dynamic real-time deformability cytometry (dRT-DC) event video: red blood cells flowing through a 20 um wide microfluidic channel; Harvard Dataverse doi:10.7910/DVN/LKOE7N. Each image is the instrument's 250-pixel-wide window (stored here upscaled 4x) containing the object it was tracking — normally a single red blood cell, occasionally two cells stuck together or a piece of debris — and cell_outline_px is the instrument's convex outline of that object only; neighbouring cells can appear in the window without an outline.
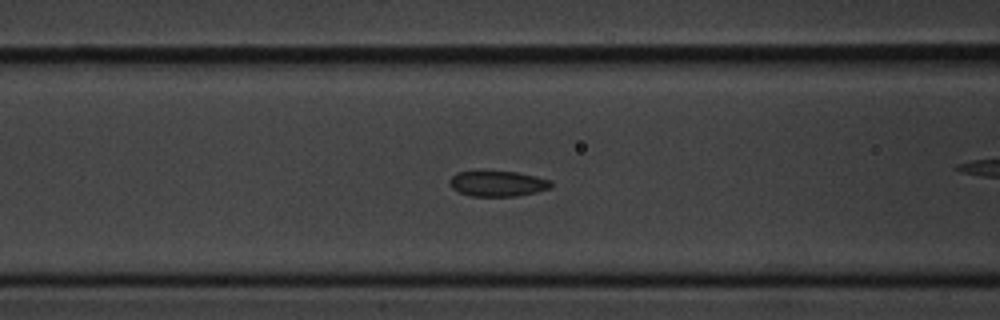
{"species": "common noctule bat (a hibernating species)", "species_latin": "Nyctalus noctula", "temperature_condition": "cold", "stored_images_in_passage": 43, "camera_frame_rate_fps": 3000, "um_per_image_px": 0.085, "animal": {"sex": "male", "body_mass_g": 20.1, "forearm_length_mm": 53.5}, "frame": {"image": 1, "passage_image": 9, "time_ms": 2.667, "image_size_px": [1000, 320], "cell_outline_px": [[552, 184], [548, 188], [536, 192], [516, 196], [472, 196], [460, 192], [452, 188], [448, 180], [456, 172], [484, 168], [516, 172], [536, 176], [552, 180]], "centroid_in_image_um": [42.25, 15.55], "position_along_channel_um": 124.4, "area_um2": 15.72}}
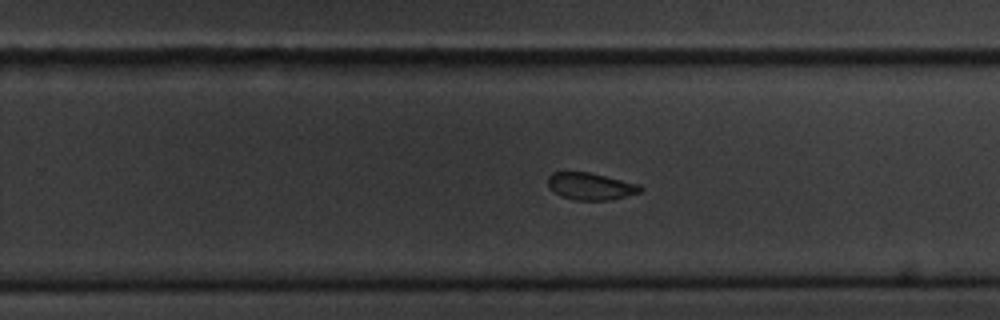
{"frame": {"image": 2, "passage_image": 22, "time_ms": 7.0, "image_size_px": [1000, 320], "cell_outline_px": [[644, 188], [640, 192], [608, 200], [572, 200], [560, 196], [548, 188], [548, 176], [552, 172], [588, 172], [640, 184]], "centroid_in_image_um": [50.17, 15.83], "position_along_channel_um": 279.6, "area_um2": 14.62}}
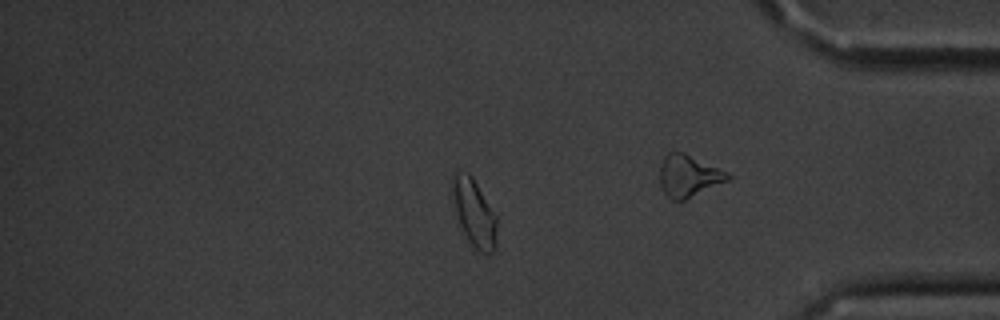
{"frame": {"image": 3, "passage_image": 34, "time_ms": 11.0, "image_size_px": [1000, 320], "cell_outline_px": [[496, 248], [488, 256], [480, 252], [468, 240], [456, 224], [452, 188], [452, 172], [468, 172], [472, 176], [496, 216]], "centroid_in_image_um": [40.27, 18.12], "position_along_channel_um": 394.9, "area_um2": 17.74}, "authors_computed_cell_mechanics": {"area_um2": 15.895, "velocity_mm_per_s": 3.5875, "shape_relaxation_time_tau1_ms": 2.043, "shape_relaxation_time_tau2_ms": 1.6023, "deformation_change_tau1": 0.0615, "deformation_change_tau2": 0.0484}}